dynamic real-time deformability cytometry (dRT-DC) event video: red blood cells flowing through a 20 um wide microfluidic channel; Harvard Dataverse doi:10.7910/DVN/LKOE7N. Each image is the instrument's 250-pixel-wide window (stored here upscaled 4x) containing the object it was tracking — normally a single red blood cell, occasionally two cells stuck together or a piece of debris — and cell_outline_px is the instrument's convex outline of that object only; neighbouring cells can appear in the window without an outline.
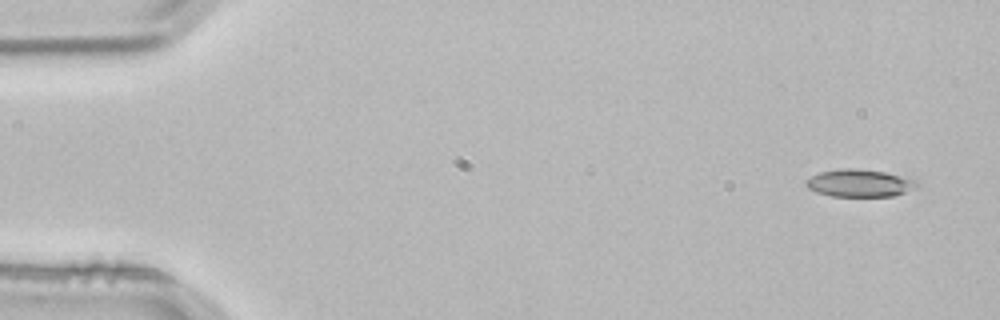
{"species": "common noctule bat (a hibernating species)", "species_latin": "Nyctalus noctula", "temperature_condition": "room temperature", "stored_images_in_passage": 5, "camera_frame_rate_fps": 3000, "um_per_image_px": 0.085, "animal": {"sex": "male", "body_mass_g": 21.5, "forearm_length_mm": 52.0}, "frame": {"image": 1, "passage_image": 1, "time_ms": 0.0, "image_size_px": [1000, 320], "cell_outline_px": [[920, 188], [892, 196], [832, 196], [816, 192], [808, 188], [804, 184], [804, 180], [820, 172], [844, 168], [852, 168], [884, 172], [920, 180]], "centroid_in_image_um": [73.12, 15.57], "position_along_channel_um": 11.9, "area_um2": 17.98}}
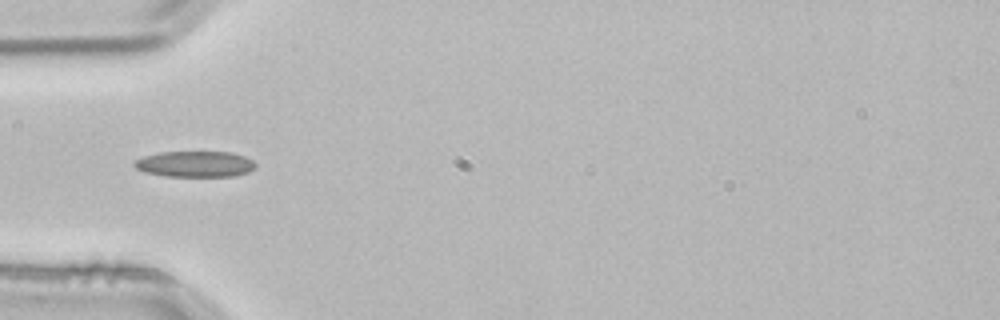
{"frame": {"image": 2, "passage_image": 4, "time_ms": 1.0, "image_size_px": [1000, 320], "cell_outline_px": [[256, 168], [248, 172], [232, 176], [164, 176], [144, 172], [136, 168], [132, 164], [132, 160], [144, 156], [160, 152], [232, 152], [244, 156], [252, 160], [256, 164]], "centroid_in_image_um": [16.55, 13.94], "position_along_channel_um": 68.5, "area_um2": 18.44}}